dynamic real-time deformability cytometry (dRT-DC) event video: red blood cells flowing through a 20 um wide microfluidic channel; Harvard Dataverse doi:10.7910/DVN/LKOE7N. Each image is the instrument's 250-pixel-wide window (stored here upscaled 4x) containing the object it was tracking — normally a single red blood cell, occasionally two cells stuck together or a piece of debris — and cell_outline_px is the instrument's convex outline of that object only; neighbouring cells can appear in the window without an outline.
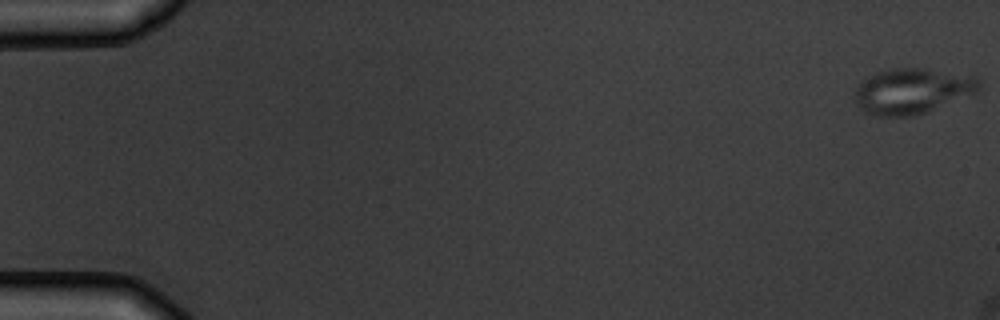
{"species": "common noctule bat (a hibernating species)", "species_latin": "Nyctalus noctula", "temperature_condition": "warm", "stored_images_in_passage": 3, "camera_frame_rate_fps": 3000, "um_per_image_px": 0.085, "animal": {"sex": "male", "body_mass_g": 19.5, "forearm_length_mm": 54.6}, "frame": {"image": 1, "passage_image": 1, "time_ms": 0.0, "image_size_px": [1000, 320], "cell_outline_px": [[980, 92], [924, 112], [912, 116], [876, 116], [864, 112], [860, 108], [852, 96], [856, 84], [864, 76], [876, 72], [892, 68], [928, 68], [980, 76]], "centroid_in_image_um": [77.52, 7.7], "position_along_channel_um": 7.5, "area_um2": 33.81}}